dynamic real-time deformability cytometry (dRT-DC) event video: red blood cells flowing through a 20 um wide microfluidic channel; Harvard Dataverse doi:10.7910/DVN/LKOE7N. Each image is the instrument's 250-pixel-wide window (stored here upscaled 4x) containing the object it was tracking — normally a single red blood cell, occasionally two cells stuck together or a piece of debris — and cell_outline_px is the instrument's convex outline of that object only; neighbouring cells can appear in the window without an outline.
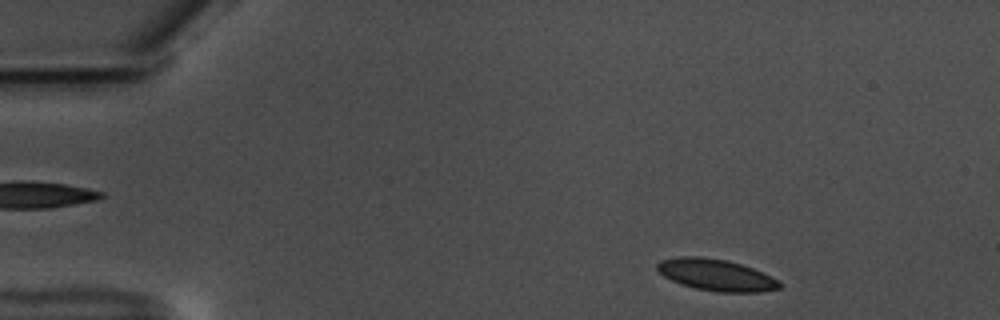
{"species": "common noctule bat (a hibernating species)", "species_latin": "Nyctalus noctula", "temperature_condition": "warm", "stored_images_in_passage": 53, "camera_frame_rate_fps": 3000, "um_per_image_px": 0.085, "animal": {"sex": "male", "body_mass_g": 17.5, "forearm_length_mm": 52.3}, "frame": {"image": 1, "passage_image": 3, "time_ms": 0.667, "image_size_px": [1000, 320], "cell_outline_px": [[784, 284], [780, 288], [760, 292], [716, 292], [696, 288], [680, 284], [664, 276], [656, 268], [656, 264], [660, 260], [676, 256], [700, 256], [724, 260], [740, 264], [752, 268]], "centroid_in_image_um": [60.82, 23.37], "position_along_channel_um": 24.2, "area_um2": 22.37}}
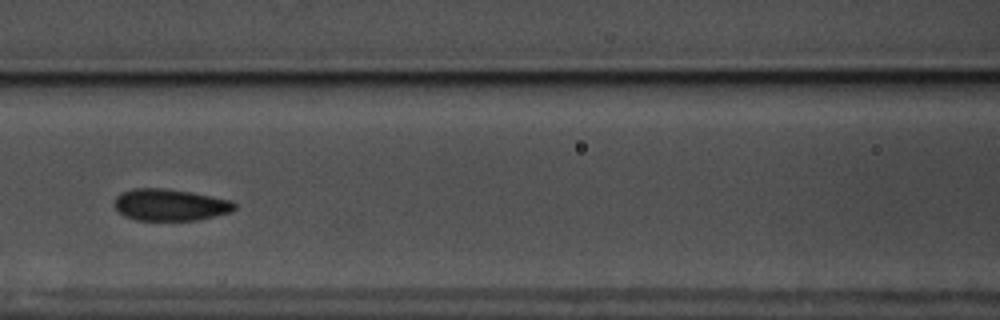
{"frame": {"image": 2, "passage_image": 21, "time_ms": 6.667, "image_size_px": [1000, 320], "cell_outline_px": [[236, 208], [232, 212], [216, 216], [196, 220], [136, 220], [124, 216], [112, 204], [116, 196], [120, 192], [136, 188], [164, 188], [192, 192], [232, 200], [236, 204]], "centroid_in_image_um": [14.46, 17.41], "position_along_channel_um": 152.1, "area_um2": 22.48}}
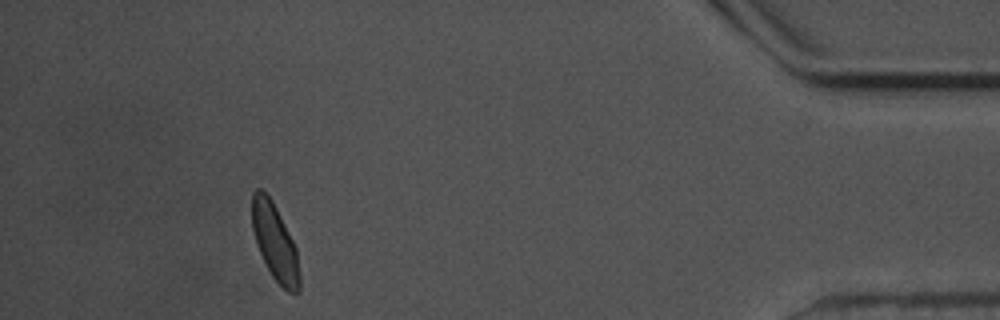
{"frame": {"image": 3, "passage_image": 48, "time_ms": 15.667, "image_size_px": [1000, 320], "cell_outline_px": [[300, 292], [296, 296], [288, 292], [272, 276], [256, 244], [252, 228], [252, 192], [256, 188], [260, 188], [272, 200], [296, 248], [300, 276]], "centroid_in_image_um": [23.37, 20.62], "position_along_channel_um": 411.8, "area_um2": 21.04}, "authors_computed_cell_mechanics": {"area_um2": 22.0218, "velocity_mm_per_s": 3.5207, "shape_relaxation_time_tau1_ms": 2.6571, "shape_relaxation_time_tau2_ms": 1.3451, "deformation_change_tau1": 0.0958, "deformation_change_tau2": 0.0488}}